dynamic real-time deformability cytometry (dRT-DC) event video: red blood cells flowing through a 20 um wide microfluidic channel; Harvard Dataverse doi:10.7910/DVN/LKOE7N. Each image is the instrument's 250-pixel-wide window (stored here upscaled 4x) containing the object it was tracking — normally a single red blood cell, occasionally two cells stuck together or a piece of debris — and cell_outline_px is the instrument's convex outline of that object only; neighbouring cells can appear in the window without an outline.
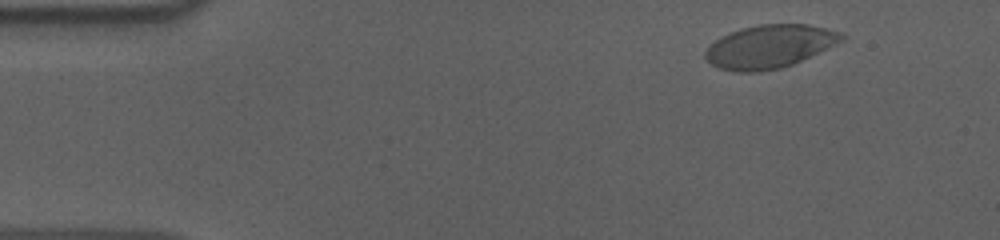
{"species": "human", "species_latin": "Homo sapiens", "temperature_condition": "cold", "stored_images_in_passage": 54, "camera_frame_rate_fps": 3000, "um_per_image_px": 0.085, "donor": {"sex": "male"}, "frame": {"image": 1, "passage_image": 4, "time_ms": 1.0, "image_size_px": [1000, 240], "cell_outline_px": [[844, 36], [840, 40], [792, 64], [780, 68], [760, 72], [736, 72], [720, 68], [712, 64], [704, 56], [704, 52], [720, 36], [744, 28], [760, 24], [808, 24], [840, 32]], "centroid_in_image_um": [65.34, 3.96], "position_along_channel_um": 19.7, "area_um2": 33.41}}
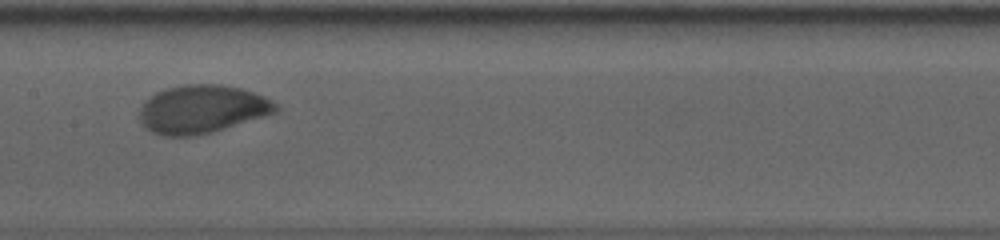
{"frame": {"image": 2, "passage_image": 26, "time_ms": 8.333, "image_size_px": [1000, 240], "cell_outline_px": [[280, 112], [212, 132], [196, 136], [164, 136], [152, 132], [144, 128], [140, 124], [140, 108], [144, 100], [156, 92], [168, 88], [188, 84], [220, 84], [240, 88], [264, 96], [272, 100], [280, 108]], "centroid_in_image_um": [17.18, 9.29], "position_along_channel_um": 190.2, "area_um2": 38.61}}
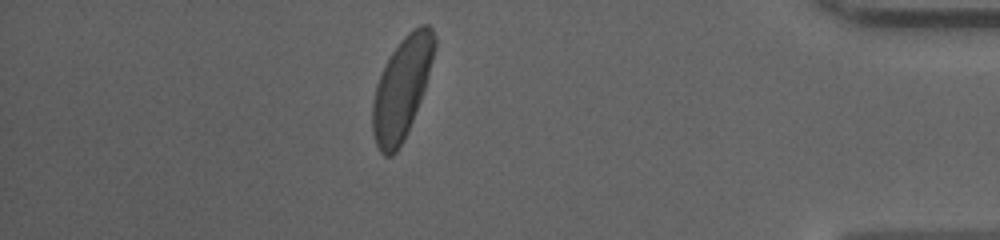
{"frame": {"image": 3, "passage_image": 47, "time_ms": 15.333, "image_size_px": [1000, 240], "cell_outline_px": [[436, 48], [424, 88], [420, 100], [404, 140], [396, 152], [392, 156], [384, 156], [380, 152], [376, 144], [372, 132], [372, 100], [376, 84], [392, 52], [400, 40], [408, 32], [420, 24], [428, 24], [432, 28], [436, 40]], "centroid_in_image_um": [34.14, 7.49], "position_along_channel_um": 401.1, "area_um2": 36.3}, "authors_computed_cell_mechanics": {"area_um2": 36.1828, "velocity_mm_per_s": 3.598, "shape_relaxation_time_tau1_ms": 4.2797, "shape_relaxation_time_tau2_ms": null, "deformation_change_tau1": 0.1754, "deformation_change_tau2": null}}